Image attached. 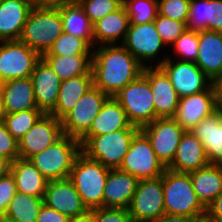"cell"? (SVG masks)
<instances>
[{
  "instance_id": "1",
  "label": "cell",
  "mask_w": 222,
  "mask_h": 222,
  "mask_svg": "<svg viewBox=\"0 0 222 222\" xmlns=\"http://www.w3.org/2000/svg\"><path fill=\"white\" fill-rule=\"evenodd\" d=\"M94 48L91 61L94 87L108 96L113 97L142 74L144 66L122 44Z\"/></svg>"
},
{
  "instance_id": "2",
  "label": "cell",
  "mask_w": 222,
  "mask_h": 222,
  "mask_svg": "<svg viewBox=\"0 0 222 222\" xmlns=\"http://www.w3.org/2000/svg\"><path fill=\"white\" fill-rule=\"evenodd\" d=\"M63 32L59 8L55 4H35L19 40L43 56Z\"/></svg>"
},
{
  "instance_id": "3",
  "label": "cell",
  "mask_w": 222,
  "mask_h": 222,
  "mask_svg": "<svg viewBox=\"0 0 222 222\" xmlns=\"http://www.w3.org/2000/svg\"><path fill=\"white\" fill-rule=\"evenodd\" d=\"M163 202L165 214L185 215L198 222L206 216V207L194 192L189 173L168 168L163 173Z\"/></svg>"
},
{
  "instance_id": "4",
  "label": "cell",
  "mask_w": 222,
  "mask_h": 222,
  "mask_svg": "<svg viewBox=\"0 0 222 222\" xmlns=\"http://www.w3.org/2000/svg\"><path fill=\"white\" fill-rule=\"evenodd\" d=\"M109 170L82 152L77 155L68 179L88 210L103 207V193Z\"/></svg>"
},
{
  "instance_id": "5",
  "label": "cell",
  "mask_w": 222,
  "mask_h": 222,
  "mask_svg": "<svg viewBox=\"0 0 222 222\" xmlns=\"http://www.w3.org/2000/svg\"><path fill=\"white\" fill-rule=\"evenodd\" d=\"M140 129H122L105 135L83 136L81 152L109 169H119L134 135Z\"/></svg>"
},
{
  "instance_id": "6",
  "label": "cell",
  "mask_w": 222,
  "mask_h": 222,
  "mask_svg": "<svg viewBox=\"0 0 222 222\" xmlns=\"http://www.w3.org/2000/svg\"><path fill=\"white\" fill-rule=\"evenodd\" d=\"M80 152V141L64 134L29 160L47 181L63 180L69 178L73 163Z\"/></svg>"
},
{
  "instance_id": "7",
  "label": "cell",
  "mask_w": 222,
  "mask_h": 222,
  "mask_svg": "<svg viewBox=\"0 0 222 222\" xmlns=\"http://www.w3.org/2000/svg\"><path fill=\"white\" fill-rule=\"evenodd\" d=\"M113 97L125 110L131 125L141 129L155 120L153 93L149 80L143 74Z\"/></svg>"
},
{
  "instance_id": "8",
  "label": "cell",
  "mask_w": 222,
  "mask_h": 222,
  "mask_svg": "<svg viewBox=\"0 0 222 222\" xmlns=\"http://www.w3.org/2000/svg\"><path fill=\"white\" fill-rule=\"evenodd\" d=\"M165 169L152 149L149 139L139 130L132 138L119 170L142 180L160 177Z\"/></svg>"
},
{
  "instance_id": "9",
  "label": "cell",
  "mask_w": 222,
  "mask_h": 222,
  "mask_svg": "<svg viewBox=\"0 0 222 222\" xmlns=\"http://www.w3.org/2000/svg\"><path fill=\"white\" fill-rule=\"evenodd\" d=\"M108 97L101 89L93 86L61 119L63 133L80 140L89 131Z\"/></svg>"
},
{
  "instance_id": "10",
  "label": "cell",
  "mask_w": 222,
  "mask_h": 222,
  "mask_svg": "<svg viewBox=\"0 0 222 222\" xmlns=\"http://www.w3.org/2000/svg\"><path fill=\"white\" fill-rule=\"evenodd\" d=\"M42 56L20 40L0 43V83L30 77Z\"/></svg>"
},
{
  "instance_id": "11",
  "label": "cell",
  "mask_w": 222,
  "mask_h": 222,
  "mask_svg": "<svg viewBox=\"0 0 222 222\" xmlns=\"http://www.w3.org/2000/svg\"><path fill=\"white\" fill-rule=\"evenodd\" d=\"M128 211L132 222H152L165 214L163 174L154 179L138 181Z\"/></svg>"
},
{
  "instance_id": "12",
  "label": "cell",
  "mask_w": 222,
  "mask_h": 222,
  "mask_svg": "<svg viewBox=\"0 0 222 222\" xmlns=\"http://www.w3.org/2000/svg\"><path fill=\"white\" fill-rule=\"evenodd\" d=\"M170 55L159 61L160 66L169 76L179 98L207 90L213 81L192 62L172 61Z\"/></svg>"
},
{
  "instance_id": "13",
  "label": "cell",
  "mask_w": 222,
  "mask_h": 222,
  "mask_svg": "<svg viewBox=\"0 0 222 222\" xmlns=\"http://www.w3.org/2000/svg\"><path fill=\"white\" fill-rule=\"evenodd\" d=\"M140 130L147 136L158 159L167 168L174 159L185 130L173 117L156 118Z\"/></svg>"
},
{
  "instance_id": "14",
  "label": "cell",
  "mask_w": 222,
  "mask_h": 222,
  "mask_svg": "<svg viewBox=\"0 0 222 222\" xmlns=\"http://www.w3.org/2000/svg\"><path fill=\"white\" fill-rule=\"evenodd\" d=\"M64 135L61 120L43 114L33 127L18 140L19 158L29 160Z\"/></svg>"
},
{
  "instance_id": "15",
  "label": "cell",
  "mask_w": 222,
  "mask_h": 222,
  "mask_svg": "<svg viewBox=\"0 0 222 222\" xmlns=\"http://www.w3.org/2000/svg\"><path fill=\"white\" fill-rule=\"evenodd\" d=\"M217 110L216 90L212 84L207 90L179 98L173 118L185 131H190Z\"/></svg>"
},
{
  "instance_id": "16",
  "label": "cell",
  "mask_w": 222,
  "mask_h": 222,
  "mask_svg": "<svg viewBox=\"0 0 222 222\" xmlns=\"http://www.w3.org/2000/svg\"><path fill=\"white\" fill-rule=\"evenodd\" d=\"M122 45L146 67V61L154 60L165 44L152 21L143 24L130 23Z\"/></svg>"
},
{
  "instance_id": "17",
  "label": "cell",
  "mask_w": 222,
  "mask_h": 222,
  "mask_svg": "<svg viewBox=\"0 0 222 222\" xmlns=\"http://www.w3.org/2000/svg\"><path fill=\"white\" fill-rule=\"evenodd\" d=\"M142 74L149 80L153 93L155 119L173 117L179 104V97L169 76L160 66H146Z\"/></svg>"
},
{
  "instance_id": "18",
  "label": "cell",
  "mask_w": 222,
  "mask_h": 222,
  "mask_svg": "<svg viewBox=\"0 0 222 222\" xmlns=\"http://www.w3.org/2000/svg\"><path fill=\"white\" fill-rule=\"evenodd\" d=\"M44 204L73 219L88 211L81 196L69 179L48 181Z\"/></svg>"
},
{
  "instance_id": "19",
  "label": "cell",
  "mask_w": 222,
  "mask_h": 222,
  "mask_svg": "<svg viewBox=\"0 0 222 222\" xmlns=\"http://www.w3.org/2000/svg\"><path fill=\"white\" fill-rule=\"evenodd\" d=\"M37 108L44 114H50L57 103L61 79L42 57L30 76Z\"/></svg>"
},
{
  "instance_id": "20",
  "label": "cell",
  "mask_w": 222,
  "mask_h": 222,
  "mask_svg": "<svg viewBox=\"0 0 222 222\" xmlns=\"http://www.w3.org/2000/svg\"><path fill=\"white\" fill-rule=\"evenodd\" d=\"M4 114L38 109L30 77L12 79L0 83Z\"/></svg>"
},
{
  "instance_id": "21",
  "label": "cell",
  "mask_w": 222,
  "mask_h": 222,
  "mask_svg": "<svg viewBox=\"0 0 222 222\" xmlns=\"http://www.w3.org/2000/svg\"><path fill=\"white\" fill-rule=\"evenodd\" d=\"M196 65L214 82L222 76V32L199 31Z\"/></svg>"
},
{
  "instance_id": "22",
  "label": "cell",
  "mask_w": 222,
  "mask_h": 222,
  "mask_svg": "<svg viewBox=\"0 0 222 222\" xmlns=\"http://www.w3.org/2000/svg\"><path fill=\"white\" fill-rule=\"evenodd\" d=\"M138 181L129 173L119 169H110L103 193V207L128 209Z\"/></svg>"
},
{
  "instance_id": "23",
  "label": "cell",
  "mask_w": 222,
  "mask_h": 222,
  "mask_svg": "<svg viewBox=\"0 0 222 222\" xmlns=\"http://www.w3.org/2000/svg\"><path fill=\"white\" fill-rule=\"evenodd\" d=\"M190 131L202 142L209 164L222 167V110L201 120Z\"/></svg>"
},
{
  "instance_id": "24",
  "label": "cell",
  "mask_w": 222,
  "mask_h": 222,
  "mask_svg": "<svg viewBox=\"0 0 222 222\" xmlns=\"http://www.w3.org/2000/svg\"><path fill=\"white\" fill-rule=\"evenodd\" d=\"M34 6L32 0H0V36L5 41L19 40Z\"/></svg>"
},
{
  "instance_id": "25",
  "label": "cell",
  "mask_w": 222,
  "mask_h": 222,
  "mask_svg": "<svg viewBox=\"0 0 222 222\" xmlns=\"http://www.w3.org/2000/svg\"><path fill=\"white\" fill-rule=\"evenodd\" d=\"M202 142L191 132L185 131L172 163L167 167L176 172L189 173L208 165Z\"/></svg>"
},
{
  "instance_id": "26",
  "label": "cell",
  "mask_w": 222,
  "mask_h": 222,
  "mask_svg": "<svg viewBox=\"0 0 222 222\" xmlns=\"http://www.w3.org/2000/svg\"><path fill=\"white\" fill-rule=\"evenodd\" d=\"M130 18L126 8L122 5L119 9L107 14L104 18L93 24L94 47L101 45H114L121 39L123 43L129 29Z\"/></svg>"
},
{
  "instance_id": "27",
  "label": "cell",
  "mask_w": 222,
  "mask_h": 222,
  "mask_svg": "<svg viewBox=\"0 0 222 222\" xmlns=\"http://www.w3.org/2000/svg\"><path fill=\"white\" fill-rule=\"evenodd\" d=\"M122 129H139L128 121L125 110L118 101L109 96L103 103L99 114L93 120L89 131L84 136L105 135Z\"/></svg>"
},
{
  "instance_id": "28",
  "label": "cell",
  "mask_w": 222,
  "mask_h": 222,
  "mask_svg": "<svg viewBox=\"0 0 222 222\" xmlns=\"http://www.w3.org/2000/svg\"><path fill=\"white\" fill-rule=\"evenodd\" d=\"M63 22V31L84 39L94 48L93 24L78 1L56 0Z\"/></svg>"
},
{
  "instance_id": "29",
  "label": "cell",
  "mask_w": 222,
  "mask_h": 222,
  "mask_svg": "<svg viewBox=\"0 0 222 222\" xmlns=\"http://www.w3.org/2000/svg\"><path fill=\"white\" fill-rule=\"evenodd\" d=\"M187 28L222 32V0H190Z\"/></svg>"
},
{
  "instance_id": "30",
  "label": "cell",
  "mask_w": 222,
  "mask_h": 222,
  "mask_svg": "<svg viewBox=\"0 0 222 222\" xmlns=\"http://www.w3.org/2000/svg\"><path fill=\"white\" fill-rule=\"evenodd\" d=\"M93 86V74L78 75L61 81L58 100L50 114L61 120Z\"/></svg>"
},
{
  "instance_id": "31",
  "label": "cell",
  "mask_w": 222,
  "mask_h": 222,
  "mask_svg": "<svg viewBox=\"0 0 222 222\" xmlns=\"http://www.w3.org/2000/svg\"><path fill=\"white\" fill-rule=\"evenodd\" d=\"M10 172L14 176L18 192L44 197L48 181L30 160L16 159L11 163Z\"/></svg>"
},
{
  "instance_id": "32",
  "label": "cell",
  "mask_w": 222,
  "mask_h": 222,
  "mask_svg": "<svg viewBox=\"0 0 222 222\" xmlns=\"http://www.w3.org/2000/svg\"><path fill=\"white\" fill-rule=\"evenodd\" d=\"M189 174L194 192L207 207L222 192V167L208 164Z\"/></svg>"
},
{
  "instance_id": "33",
  "label": "cell",
  "mask_w": 222,
  "mask_h": 222,
  "mask_svg": "<svg viewBox=\"0 0 222 222\" xmlns=\"http://www.w3.org/2000/svg\"><path fill=\"white\" fill-rule=\"evenodd\" d=\"M42 57L53 68L61 81L78 75L92 74V55H43Z\"/></svg>"
},
{
  "instance_id": "34",
  "label": "cell",
  "mask_w": 222,
  "mask_h": 222,
  "mask_svg": "<svg viewBox=\"0 0 222 222\" xmlns=\"http://www.w3.org/2000/svg\"><path fill=\"white\" fill-rule=\"evenodd\" d=\"M43 204V197H35L17 191L9 202L3 218L14 222H36Z\"/></svg>"
},
{
  "instance_id": "35",
  "label": "cell",
  "mask_w": 222,
  "mask_h": 222,
  "mask_svg": "<svg viewBox=\"0 0 222 222\" xmlns=\"http://www.w3.org/2000/svg\"><path fill=\"white\" fill-rule=\"evenodd\" d=\"M44 113L40 109H30L17 113L4 114L2 121L8 132L18 141L38 121Z\"/></svg>"
},
{
  "instance_id": "36",
  "label": "cell",
  "mask_w": 222,
  "mask_h": 222,
  "mask_svg": "<svg viewBox=\"0 0 222 222\" xmlns=\"http://www.w3.org/2000/svg\"><path fill=\"white\" fill-rule=\"evenodd\" d=\"M92 50L84 39L63 32L44 55H92Z\"/></svg>"
},
{
  "instance_id": "37",
  "label": "cell",
  "mask_w": 222,
  "mask_h": 222,
  "mask_svg": "<svg viewBox=\"0 0 222 222\" xmlns=\"http://www.w3.org/2000/svg\"><path fill=\"white\" fill-rule=\"evenodd\" d=\"M130 23L152 22L158 15V0H123Z\"/></svg>"
},
{
  "instance_id": "38",
  "label": "cell",
  "mask_w": 222,
  "mask_h": 222,
  "mask_svg": "<svg viewBox=\"0 0 222 222\" xmlns=\"http://www.w3.org/2000/svg\"><path fill=\"white\" fill-rule=\"evenodd\" d=\"M172 46L176 56H180L179 61L195 63L198 56L199 32L187 28Z\"/></svg>"
},
{
  "instance_id": "39",
  "label": "cell",
  "mask_w": 222,
  "mask_h": 222,
  "mask_svg": "<svg viewBox=\"0 0 222 222\" xmlns=\"http://www.w3.org/2000/svg\"><path fill=\"white\" fill-rule=\"evenodd\" d=\"M92 24L114 12L123 5V0H78Z\"/></svg>"
},
{
  "instance_id": "40",
  "label": "cell",
  "mask_w": 222,
  "mask_h": 222,
  "mask_svg": "<svg viewBox=\"0 0 222 222\" xmlns=\"http://www.w3.org/2000/svg\"><path fill=\"white\" fill-rule=\"evenodd\" d=\"M154 25L165 45L174 44L176 39L187 29V24L171 18L157 15Z\"/></svg>"
},
{
  "instance_id": "41",
  "label": "cell",
  "mask_w": 222,
  "mask_h": 222,
  "mask_svg": "<svg viewBox=\"0 0 222 222\" xmlns=\"http://www.w3.org/2000/svg\"><path fill=\"white\" fill-rule=\"evenodd\" d=\"M190 0H158V14L187 24Z\"/></svg>"
},
{
  "instance_id": "42",
  "label": "cell",
  "mask_w": 222,
  "mask_h": 222,
  "mask_svg": "<svg viewBox=\"0 0 222 222\" xmlns=\"http://www.w3.org/2000/svg\"><path fill=\"white\" fill-rule=\"evenodd\" d=\"M0 156L11 163L19 158L18 141L8 132L2 120H0Z\"/></svg>"
},
{
  "instance_id": "43",
  "label": "cell",
  "mask_w": 222,
  "mask_h": 222,
  "mask_svg": "<svg viewBox=\"0 0 222 222\" xmlns=\"http://www.w3.org/2000/svg\"><path fill=\"white\" fill-rule=\"evenodd\" d=\"M96 222H132L128 209L101 207L95 208Z\"/></svg>"
},
{
  "instance_id": "44",
  "label": "cell",
  "mask_w": 222,
  "mask_h": 222,
  "mask_svg": "<svg viewBox=\"0 0 222 222\" xmlns=\"http://www.w3.org/2000/svg\"><path fill=\"white\" fill-rule=\"evenodd\" d=\"M16 192V182L11 172L0 178V215L2 217H4L9 202L15 196Z\"/></svg>"
},
{
  "instance_id": "45",
  "label": "cell",
  "mask_w": 222,
  "mask_h": 222,
  "mask_svg": "<svg viewBox=\"0 0 222 222\" xmlns=\"http://www.w3.org/2000/svg\"><path fill=\"white\" fill-rule=\"evenodd\" d=\"M36 222H70V218L43 204L39 210Z\"/></svg>"
},
{
  "instance_id": "46",
  "label": "cell",
  "mask_w": 222,
  "mask_h": 222,
  "mask_svg": "<svg viewBox=\"0 0 222 222\" xmlns=\"http://www.w3.org/2000/svg\"><path fill=\"white\" fill-rule=\"evenodd\" d=\"M206 222H222V192L206 207Z\"/></svg>"
},
{
  "instance_id": "47",
  "label": "cell",
  "mask_w": 222,
  "mask_h": 222,
  "mask_svg": "<svg viewBox=\"0 0 222 222\" xmlns=\"http://www.w3.org/2000/svg\"><path fill=\"white\" fill-rule=\"evenodd\" d=\"M152 222H198V221L195 218L188 217L185 215L164 214L163 216Z\"/></svg>"
},
{
  "instance_id": "48",
  "label": "cell",
  "mask_w": 222,
  "mask_h": 222,
  "mask_svg": "<svg viewBox=\"0 0 222 222\" xmlns=\"http://www.w3.org/2000/svg\"><path fill=\"white\" fill-rule=\"evenodd\" d=\"M70 222H96L95 209L88 210L86 213L76 216L73 219H70Z\"/></svg>"
},
{
  "instance_id": "49",
  "label": "cell",
  "mask_w": 222,
  "mask_h": 222,
  "mask_svg": "<svg viewBox=\"0 0 222 222\" xmlns=\"http://www.w3.org/2000/svg\"><path fill=\"white\" fill-rule=\"evenodd\" d=\"M213 84L216 90L218 109L222 110V76H219Z\"/></svg>"
},
{
  "instance_id": "50",
  "label": "cell",
  "mask_w": 222,
  "mask_h": 222,
  "mask_svg": "<svg viewBox=\"0 0 222 222\" xmlns=\"http://www.w3.org/2000/svg\"><path fill=\"white\" fill-rule=\"evenodd\" d=\"M10 166L11 162L8 159L0 156V178L10 173Z\"/></svg>"
},
{
  "instance_id": "51",
  "label": "cell",
  "mask_w": 222,
  "mask_h": 222,
  "mask_svg": "<svg viewBox=\"0 0 222 222\" xmlns=\"http://www.w3.org/2000/svg\"><path fill=\"white\" fill-rule=\"evenodd\" d=\"M35 4H54L56 0H32Z\"/></svg>"
},
{
  "instance_id": "52",
  "label": "cell",
  "mask_w": 222,
  "mask_h": 222,
  "mask_svg": "<svg viewBox=\"0 0 222 222\" xmlns=\"http://www.w3.org/2000/svg\"><path fill=\"white\" fill-rule=\"evenodd\" d=\"M4 113H3V109H2V95L0 92V120H2Z\"/></svg>"
},
{
  "instance_id": "53",
  "label": "cell",
  "mask_w": 222,
  "mask_h": 222,
  "mask_svg": "<svg viewBox=\"0 0 222 222\" xmlns=\"http://www.w3.org/2000/svg\"><path fill=\"white\" fill-rule=\"evenodd\" d=\"M1 222H14V221H11L9 219H5V218H2V221Z\"/></svg>"
},
{
  "instance_id": "54",
  "label": "cell",
  "mask_w": 222,
  "mask_h": 222,
  "mask_svg": "<svg viewBox=\"0 0 222 222\" xmlns=\"http://www.w3.org/2000/svg\"><path fill=\"white\" fill-rule=\"evenodd\" d=\"M5 40L0 36V42H4Z\"/></svg>"
}]
</instances>
